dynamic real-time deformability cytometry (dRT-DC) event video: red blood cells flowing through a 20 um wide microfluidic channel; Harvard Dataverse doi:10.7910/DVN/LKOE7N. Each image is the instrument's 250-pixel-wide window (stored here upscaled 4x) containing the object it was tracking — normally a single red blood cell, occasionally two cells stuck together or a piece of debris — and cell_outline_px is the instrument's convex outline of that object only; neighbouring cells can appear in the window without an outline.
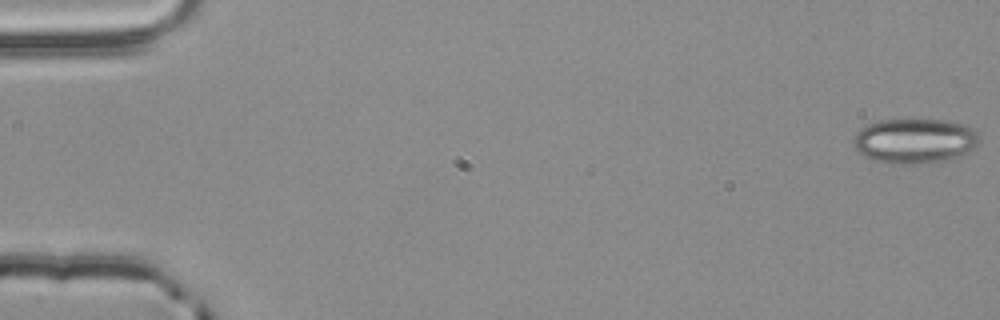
{"species": "common noctule bat (a hibernating species)", "species_latin": "Nyctalus noctula", "temperature_condition": "room temperature", "stored_images_in_passage": 55, "camera_frame_rate_fps": 3000, "um_per_image_px": 0.085, "animal": {"sex": "male", "body_mass_g": 20.4}, "frame": {"image": 1, "passage_image": 1, "time_ms": 0.0, "image_size_px": [1000, 320], "cell_outline_px": [[980, 140], [972, 148], [964, 152], [944, 160], [916, 164], [892, 164], [872, 160], [856, 152], [852, 144], [852, 140], [856, 132], [860, 128], [868, 124], [880, 120], [912, 116], [944, 120], [964, 124], [972, 128], [980, 136]], "centroid_in_image_um": [77.66, 11.92], "position_along_channel_um": 7.3, "area_um2": 33.81}}
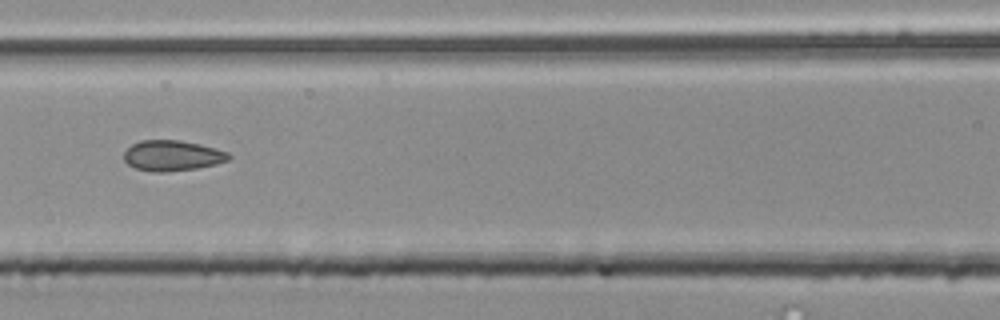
{"frame": {"image": 2, "passage_image": 25, "time_ms": 8.0, "image_size_px": [1000, 320], "cell_outline_px": [[232, 156], [228, 160], [216, 164], [196, 168], [168, 172], [152, 172], [136, 168], [128, 164], [124, 160], [124, 152], [132, 144], [140, 140], [180, 140], [200, 144], [216, 148], [228, 152]], "centroid_in_image_um": [14.65, 13.22], "position_along_channel_um": 151.9, "area_um2": 18.73}}
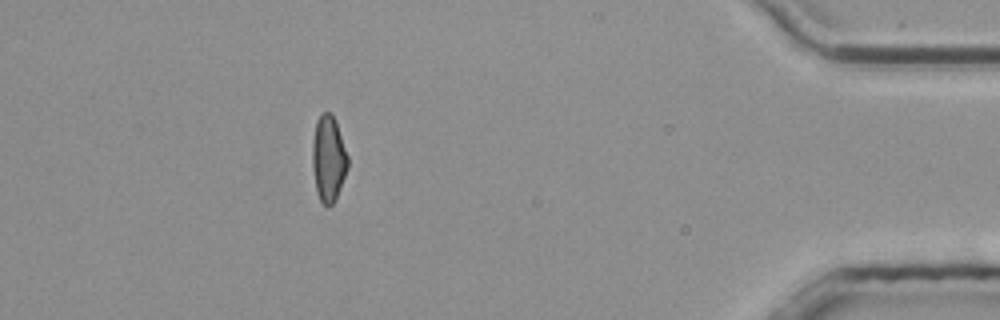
{"frame": {"image": 3, "passage_image": 49, "time_ms": 16.0, "image_size_px": [1000, 320], "cell_outline_px": [[348, 168], [336, 200], [328, 208], [320, 200], [316, 192], [312, 168], [312, 140], [316, 120], [324, 112], [332, 112], [336, 120], [348, 156]], "centroid_in_image_um": [27.91, 13.49], "position_along_channel_um": 407.3, "area_um2": 18.15}, "authors_computed_cell_mechanics": {"area_um2": 18.4382, "velocity_mm_per_s": 3.8769, "shape_relaxation_time_tau1_ms": 9.7732, "shape_relaxation_time_tau2_ms": 1.6885, "deformation_change_tau1": 0.1632, "deformation_change_tau2": 0.0989}}